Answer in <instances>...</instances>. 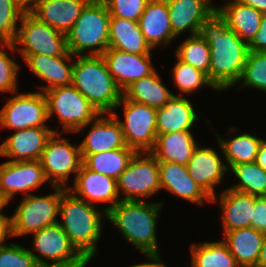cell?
<instances>
[{
  "label": "cell",
  "instance_id": "obj_1",
  "mask_svg": "<svg viewBox=\"0 0 266 267\" xmlns=\"http://www.w3.org/2000/svg\"><path fill=\"white\" fill-rule=\"evenodd\" d=\"M209 45V81L217 91H227L240 79L249 53L248 43L232 31L219 12L212 13L199 33Z\"/></svg>",
  "mask_w": 266,
  "mask_h": 267
},
{
  "label": "cell",
  "instance_id": "obj_2",
  "mask_svg": "<svg viewBox=\"0 0 266 267\" xmlns=\"http://www.w3.org/2000/svg\"><path fill=\"white\" fill-rule=\"evenodd\" d=\"M89 204L66 189L59 203L60 221L70 242L90 262L96 255L103 233V219L106 212Z\"/></svg>",
  "mask_w": 266,
  "mask_h": 267
},
{
  "label": "cell",
  "instance_id": "obj_3",
  "mask_svg": "<svg viewBox=\"0 0 266 267\" xmlns=\"http://www.w3.org/2000/svg\"><path fill=\"white\" fill-rule=\"evenodd\" d=\"M162 206L163 201H119L106 218L139 253L159 254L156 231Z\"/></svg>",
  "mask_w": 266,
  "mask_h": 267
},
{
  "label": "cell",
  "instance_id": "obj_4",
  "mask_svg": "<svg viewBox=\"0 0 266 267\" xmlns=\"http://www.w3.org/2000/svg\"><path fill=\"white\" fill-rule=\"evenodd\" d=\"M72 85L99 113H113L123 92L102 55L74 56Z\"/></svg>",
  "mask_w": 266,
  "mask_h": 267
},
{
  "label": "cell",
  "instance_id": "obj_5",
  "mask_svg": "<svg viewBox=\"0 0 266 267\" xmlns=\"http://www.w3.org/2000/svg\"><path fill=\"white\" fill-rule=\"evenodd\" d=\"M110 17L103 0H90L66 34L68 51L73 56L103 55L109 48Z\"/></svg>",
  "mask_w": 266,
  "mask_h": 267
},
{
  "label": "cell",
  "instance_id": "obj_6",
  "mask_svg": "<svg viewBox=\"0 0 266 267\" xmlns=\"http://www.w3.org/2000/svg\"><path fill=\"white\" fill-rule=\"evenodd\" d=\"M54 193L23 196L11 215V237L33 234L47 226L58 223L59 203L67 189L52 186Z\"/></svg>",
  "mask_w": 266,
  "mask_h": 267
},
{
  "label": "cell",
  "instance_id": "obj_7",
  "mask_svg": "<svg viewBox=\"0 0 266 267\" xmlns=\"http://www.w3.org/2000/svg\"><path fill=\"white\" fill-rule=\"evenodd\" d=\"M44 94L47 99L48 120L57 115L65 134L76 133L100 114L73 85L54 87Z\"/></svg>",
  "mask_w": 266,
  "mask_h": 267
},
{
  "label": "cell",
  "instance_id": "obj_8",
  "mask_svg": "<svg viewBox=\"0 0 266 267\" xmlns=\"http://www.w3.org/2000/svg\"><path fill=\"white\" fill-rule=\"evenodd\" d=\"M33 234L34 252L32 250L30 252L38 265L86 267L90 263L70 242L59 223L47 226Z\"/></svg>",
  "mask_w": 266,
  "mask_h": 267
},
{
  "label": "cell",
  "instance_id": "obj_9",
  "mask_svg": "<svg viewBox=\"0 0 266 267\" xmlns=\"http://www.w3.org/2000/svg\"><path fill=\"white\" fill-rule=\"evenodd\" d=\"M117 191L119 197L124 194L121 201H143L161 191L157 159L150 152H136L117 180Z\"/></svg>",
  "mask_w": 266,
  "mask_h": 267
},
{
  "label": "cell",
  "instance_id": "obj_10",
  "mask_svg": "<svg viewBox=\"0 0 266 267\" xmlns=\"http://www.w3.org/2000/svg\"><path fill=\"white\" fill-rule=\"evenodd\" d=\"M119 106L123 108L124 120L121 121L116 111L112 114L119 120L126 145L136 152H150L157 136V109L126 99L123 95L115 109Z\"/></svg>",
  "mask_w": 266,
  "mask_h": 267
},
{
  "label": "cell",
  "instance_id": "obj_11",
  "mask_svg": "<svg viewBox=\"0 0 266 267\" xmlns=\"http://www.w3.org/2000/svg\"><path fill=\"white\" fill-rule=\"evenodd\" d=\"M20 24L13 44L23 59L34 54L62 56L68 51L66 34L40 22L31 13L23 14Z\"/></svg>",
  "mask_w": 266,
  "mask_h": 267
},
{
  "label": "cell",
  "instance_id": "obj_12",
  "mask_svg": "<svg viewBox=\"0 0 266 267\" xmlns=\"http://www.w3.org/2000/svg\"><path fill=\"white\" fill-rule=\"evenodd\" d=\"M40 163L51 186L68 188V179L73 181L83 163L80 145H72L62 133H54L42 152ZM67 184V185H66Z\"/></svg>",
  "mask_w": 266,
  "mask_h": 267
},
{
  "label": "cell",
  "instance_id": "obj_13",
  "mask_svg": "<svg viewBox=\"0 0 266 267\" xmlns=\"http://www.w3.org/2000/svg\"><path fill=\"white\" fill-rule=\"evenodd\" d=\"M9 98L0 110V128L14 131L49 126L47 99L44 92H25ZM18 94V95H17Z\"/></svg>",
  "mask_w": 266,
  "mask_h": 267
},
{
  "label": "cell",
  "instance_id": "obj_14",
  "mask_svg": "<svg viewBox=\"0 0 266 267\" xmlns=\"http://www.w3.org/2000/svg\"><path fill=\"white\" fill-rule=\"evenodd\" d=\"M48 182L39 160L5 161L0 164V194L10 203L17 194L30 195Z\"/></svg>",
  "mask_w": 266,
  "mask_h": 267
},
{
  "label": "cell",
  "instance_id": "obj_15",
  "mask_svg": "<svg viewBox=\"0 0 266 267\" xmlns=\"http://www.w3.org/2000/svg\"><path fill=\"white\" fill-rule=\"evenodd\" d=\"M89 126H91L89 132L79 144L82 160L90 154L129 148L119 120L112 113H100L94 120L81 127L77 133Z\"/></svg>",
  "mask_w": 266,
  "mask_h": 267
},
{
  "label": "cell",
  "instance_id": "obj_16",
  "mask_svg": "<svg viewBox=\"0 0 266 267\" xmlns=\"http://www.w3.org/2000/svg\"><path fill=\"white\" fill-rule=\"evenodd\" d=\"M73 186L67 189L76 197L85 200L89 204L108 203L107 207H103L106 213L121 201L117 191V180L93 172L87 169L83 164L78 171Z\"/></svg>",
  "mask_w": 266,
  "mask_h": 267
},
{
  "label": "cell",
  "instance_id": "obj_17",
  "mask_svg": "<svg viewBox=\"0 0 266 267\" xmlns=\"http://www.w3.org/2000/svg\"><path fill=\"white\" fill-rule=\"evenodd\" d=\"M54 133L58 130L49 126L30 127L15 131L0 144V156H5L8 161L40 160L43 150Z\"/></svg>",
  "mask_w": 266,
  "mask_h": 267
},
{
  "label": "cell",
  "instance_id": "obj_18",
  "mask_svg": "<svg viewBox=\"0 0 266 267\" xmlns=\"http://www.w3.org/2000/svg\"><path fill=\"white\" fill-rule=\"evenodd\" d=\"M151 55L152 53L133 54L108 48L102 56L110 74L123 92L133 82L151 75L156 70Z\"/></svg>",
  "mask_w": 266,
  "mask_h": 267
},
{
  "label": "cell",
  "instance_id": "obj_19",
  "mask_svg": "<svg viewBox=\"0 0 266 267\" xmlns=\"http://www.w3.org/2000/svg\"><path fill=\"white\" fill-rule=\"evenodd\" d=\"M74 56L67 51L62 56L44 54L27 55L24 62L33 75L47 83L41 87V92L59 86L72 85ZM69 63V64H68Z\"/></svg>",
  "mask_w": 266,
  "mask_h": 267
},
{
  "label": "cell",
  "instance_id": "obj_20",
  "mask_svg": "<svg viewBox=\"0 0 266 267\" xmlns=\"http://www.w3.org/2000/svg\"><path fill=\"white\" fill-rule=\"evenodd\" d=\"M223 162L215 149L198 145L187 164L190 177L210 197L217 195L215 186L220 185L224 181V175L229 172Z\"/></svg>",
  "mask_w": 266,
  "mask_h": 267
},
{
  "label": "cell",
  "instance_id": "obj_21",
  "mask_svg": "<svg viewBox=\"0 0 266 267\" xmlns=\"http://www.w3.org/2000/svg\"><path fill=\"white\" fill-rule=\"evenodd\" d=\"M161 190L179 196L183 200L203 206L211 197L190 177L187 166L174 162H159Z\"/></svg>",
  "mask_w": 266,
  "mask_h": 267
},
{
  "label": "cell",
  "instance_id": "obj_22",
  "mask_svg": "<svg viewBox=\"0 0 266 267\" xmlns=\"http://www.w3.org/2000/svg\"><path fill=\"white\" fill-rule=\"evenodd\" d=\"M219 196L211 197V202H219L223 235L228 231L250 227L255 209V196L230 188H226Z\"/></svg>",
  "mask_w": 266,
  "mask_h": 267
},
{
  "label": "cell",
  "instance_id": "obj_23",
  "mask_svg": "<svg viewBox=\"0 0 266 267\" xmlns=\"http://www.w3.org/2000/svg\"><path fill=\"white\" fill-rule=\"evenodd\" d=\"M138 24L145 40L153 50L160 44L166 48L176 40L170 25L166 0H149Z\"/></svg>",
  "mask_w": 266,
  "mask_h": 267
},
{
  "label": "cell",
  "instance_id": "obj_24",
  "mask_svg": "<svg viewBox=\"0 0 266 267\" xmlns=\"http://www.w3.org/2000/svg\"><path fill=\"white\" fill-rule=\"evenodd\" d=\"M90 0H38L31 13L40 22L67 34Z\"/></svg>",
  "mask_w": 266,
  "mask_h": 267
},
{
  "label": "cell",
  "instance_id": "obj_25",
  "mask_svg": "<svg viewBox=\"0 0 266 267\" xmlns=\"http://www.w3.org/2000/svg\"><path fill=\"white\" fill-rule=\"evenodd\" d=\"M166 2L171 29L176 38L185 31H189V36L199 34L203 22L214 13L202 0H166Z\"/></svg>",
  "mask_w": 266,
  "mask_h": 267
},
{
  "label": "cell",
  "instance_id": "obj_26",
  "mask_svg": "<svg viewBox=\"0 0 266 267\" xmlns=\"http://www.w3.org/2000/svg\"><path fill=\"white\" fill-rule=\"evenodd\" d=\"M197 119L198 115L188 97L175 94L164 107L157 109V134L191 131Z\"/></svg>",
  "mask_w": 266,
  "mask_h": 267
},
{
  "label": "cell",
  "instance_id": "obj_27",
  "mask_svg": "<svg viewBox=\"0 0 266 267\" xmlns=\"http://www.w3.org/2000/svg\"><path fill=\"white\" fill-rule=\"evenodd\" d=\"M197 146L192 131L157 134L150 153L158 162H174L187 166Z\"/></svg>",
  "mask_w": 266,
  "mask_h": 267
},
{
  "label": "cell",
  "instance_id": "obj_28",
  "mask_svg": "<svg viewBox=\"0 0 266 267\" xmlns=\"http://www.w3.org/2000/svg\"><path fill=\"white\" fill-rule=\"evenodd\" d=\"M266 234L244 227L224 234L223 241L240 267H256Z\"/></svg>",
  "mask_w": 266,
  "mask_h": 267
},
{
  "label": "cell",
  "instance_id": "obj_29",
  "mask_svg": "<svg viewBox=\"0 0 266 267\" xmlns=\"http://www.w3.org/2000/svg\"><path fill=\"white\" fill-rule=\"evenodd\" d=\"M224 2L226 3L223 6L221 4L219 14L226 20L229 28L249 44L260 28L263 14L237 0Z\"/></svg>",
  "mask_w": 266,
  "mask_h": 267
},
{
  "label": "cell",
  "instance_id": "obj_30",
  "mask_svg": "<svg viewBox=\"0 0 266 267\" xmlns=\"http://www.w3.org/2000/svg\"><path fill=\"white\" fill-rule=\"evenodd\" d=\"M109 48L133 54H148L152 48L145 40L138 22L110 17Z\"/></svg>",
  "mask_w": 266,
  "mask_h": 267
},
{
  "label": "cell",
  "instance_id": "obj_31",
  "mask_svg": "<svg viewBox=\"0 0 266 267\" xmlns=\"http://www.w3.org/2000/svg\"><path fill=\"white\" fill-rule=\"evenodd\" d=\"M173 95L175 94L162 84V78L157 70L133 82L123 91L126 99L155 109L164 107Z\"/></svg>",
  "mask_w": 266,
  "mask_h": 267
},
{
  "label": "cell",
  "instance_id": "obj_32",
  "mask_svg": "<svg viewBox=\"0 0 266 267\" xmlns=\"http://www.w3.org/2000/svg\"><path fill=\"white\" fill-rule=\"evenodd\" d=\"M214 134L228 170L238 164L255 162L263 138L254 136L252 133H241L225 140L217 132Z\"/></svg>",
  "mask_w": 266,
  "mask_h": 267
},
{
  "label": "cell",
  "instance_id": "obj_33",
  "mask_svg": "<svg viewBox=\"0 0 266 267\" xmlns=\"http://www.w3.org/2000/svg\"><path fill=\"white\" fill-rule=\"evenodd\" d=\"M135 153L136 151L132 148H117L87 155L82 164L93 172L118 180Z\"/></svg>",
  "mask_w": 266,
  "mask_h": 267
},
{
  "label": "cell",
  "instance_id": "obj_34",
  "mask_svg": "<svg viewBox=\"0 0 266 267\" xmlns=\"http://www.w3.org/2000/svg\"><path fill=\"white\" fill-rule=\"evenodd\" d=\"M192 267H240L223 241L190 245Z\"/></svg>",
  "mask_w": 266,
  "mask_h": 267
},
{
  "label": "cell",
  "instance_id": "obj_35",
  "mask_svg": "<svg viewBox=\"0 0 266 267\" xmlns=\"http://www.w3.org/2000/svg\"><path fill=\"white\" fill-rule=\"evenodd\" d=\"M174 53L182 62L204 72L209 80L211 52L209 45L200 34L188 36L177 46Z\"/></svg>",
  "mask_w": 266,
  "mask_h": 267
},
{
  "label": "cell",
  "instance_id": "obj_36",
  "mask_svg": "<svg viewBox=\"0 0 266 267\" xmlns=\"http://www.w3.org/2000/svg\"><path fill=\"white\" fill-rule=\"evenodd\" d=\"M230 171L235 175L238 183L228 188L257 197L266 195V172L255 162L232 166Z\"/></svg>",
  "mask_w": 266,
  "mask_h": 267
},
{
  "label": "cell",
  "instance_id": "obj_37",
  "mask_svg": "<svg viewBox=\"0 0 266 267\" xmlns=\"http://www.w3.org/2000/svg\"><path fill=\"white\" fill-rule=\"evenodd\" d=\"M175 58L177 62L173 69H171V74H173L172 80L182 95L185 94V96H189L188 94L198 91L199 88L203 86H209L210 89L217 90L208 80L204 72L194 68L192 65L182 62L177 57Z\"/></svg>",
  "mask_w": 266,
  "mask_h": 267
},
{
  "label": "cell",
  "instance_id": "obj_38",
  "mask_svg": "<svg viewBox=\"0 0 266 267\" xmlns=\"http://www.w3.org/2000/svg\"><path fill=\"white\" fill-rule=\"evenodd\" d=\"M239 89L252 87L266 93V52L249 51L242 75L238 82ZM241 84V85H240ZM242 86V87H241Z\"/></svg>",
  "mask_w": 266,
  "mask_h": 267
},
{
  "label": "cell",
  "instance_id": "obj_39",
  "mask_svg": "<svg viewBox=\"0 0 266 267\" xmlns=\"http://www.w3.org/2000/svg\"><path fill=\"white\" fill-rule=\"evenodd\" d=\"M17 52L13 42H0V92L15 93L18 92V74L21 68L14 59L10 58L6 50Z\"/></svg>",
  "mask_w": 266,
  "mask_h": 267
},
{
  "label": "cell",
  "instance_id": "obj_40",
  "mask_svg": "<svg viewBox=\"0 0 266 267\" xmlns=\"http://www.w3.org/2000/svg\"><path fill=\"white\" fill-rule=\"evenodd\" d=\"M23 13L12 0H0V41L13 42Z\"/></svg>",
  "mask_w": 266,
  "mask_h": 267
},
{
  "label": "cell",
  "instance_id": "obj_41",
  "mask_svg": "<svg viewBox=\"0 0 266 267\" xmlns=\"http://www.w3.org/2000/svg\"><path fill=\"white\" fill-rule=\"evenodd\" d=\"M30 249L16 243L0 246V267H36Z\"/></svg>",
  "mask_w": 266,
  "mask_h": 267
},
{
  "label": "cell",
  "instance_id": "obj_42",
  "mask_svg": "<svg viewBox=\"0 0 266 267\" xmlns=\"http://www.w3.org/2000/svg\"><path fill=\"white\" fill-rule=\"evenodd\" d=\"M111 17L139 21L149 0H103Z\"/></svg>",
  "mask_w": 266,
  "mask_h": 267
},
{
  "label": "cell",
  "instance_id": "obj_43",
  "mask_svg": "<svg viewBox=\"0 0 266 267\" xmlns=\"http://www.w3.org/2000/svg\"><path fill=\"white\" fill-rule=\"evenodd\" d=\"M250 227L266 234V199L255 196V209Z\"/></svg>",
  "mask_w": 266,
  "mask_h": 267
},
{
  "label": "cell",
  "instance_id": "obj_44",
  "mask_svg": "<svg viewBox=\"0 0 266 267\" xmlns=\"http://www.w3.org/2000/svg\"><path fill=\"white\" fill-rule=\"evenodd\" d=\"M248 46L249 51L266 52V14H263L260 28Z\"/></svg>",
  "mask_w": 266,
  "mask_h": 267
},
{
  "label": "cell",
  "instance_id": "obj_45",
  "mask_svg": "<svg viewBox=\"0 0 266 267\" xmlns=\"http://www.w3.org/2000/svg\"><path fill=\"white\" fill-rule=\"evenodd\" d=\"M11 234V216H7L0 212V246L7 244V237Z\"/></svg>",
  "mask_w": 266,
  "mask_h": 267
},
{
  "label": "cell",
  "instance_id": "obj_46",
  "mask_svg": "<svg viewBox=\"0 0 266 267\" xmlns=\"http://www.w3.org/2000/svg\"><path fill=\"white\" fill-rule=\"evenodd\" d=\"M143 255L149 259V262L138 263L129 267H167L162 260L160 253H143Z\"/></svg>",
  "mask_w": 266,
  "mask_h": 267
},
{
  "label": "cell",
  "instance_id": "obj_47",
  "mask_svg": "<svg viewBox=\"0 0 266 267\" xmlns=\"http://www.w3.org/2000/svg\"><path fill=\"white\" fill-rule=\"evenodd\" d=\"M23 14L32 13L37 5L38 0H12Z\"/></svg>",
  "mask_w": 266,
  "mask_h": 267
},
{
  "label": "cell",
  "instance_id": "obj_48",
  "mask_svg": "<svg viewBox=\"0 0 266 267\" xmlns=\"http://www.w3.org/2000/svg\"><path fill=\"white\" fill-rule=\"evenodd\" d=\"M255 163L266 172V139L260 143Z\"/></svg>",
  "mask_w": 266,
  "mask_h": 267
},
{
  "label": "cell",
  "instance_id": "obj_49",
  "mask_svg": "<svg viewBox=\"0 0 266 267\" xmlns=\"http://www.w3.org/2000/svg\"><path fill=\"white\" fill-rule=\"evenodd\" d=\"M239 3L257 9L262 14H266V0H237Z\"/></svg>",
  "mask_w": 266,
  "mask_h": 267
},
{
  "label": "cell",
  "instance_id": "obj_50",
  "mask_svg": "<svg viewBox=\"0 0 266 267\" xmlns=\"http://www.w3.org/2000/svg\"><path fill=\"white\" fill-rule=\"evenodd\" d=\"M256 267H266V237L261 247L260 256Z\"/></svg>",
  "mask_w": 266,
  "mask_h": 267
},
{
  "label": "cell",
  "instance_id": "obj_51",
  "mask_svg": "<svg viewBox=\"0 0 266 267\" xmlns=\"http://www.w3.org/2000/svg\"><path fill=\"white\" fill-rule=\"evenodd\" d=\"M204 3H206L214 12H218L220 9V6L213 5L211 0H202Z\"/></svg>",
  "mask_w": 266,
  "mask_h": 267
},
{
  "label": "cell",
  "instance_id": "obj_52",
  "mask_svg": "<svg viewBox=\"0 0 266 267\" xmlns=\"http://www.w3.org/2000/svg\"><path fill=\"white\" fill-rule=\"evenodd\" d=\"M8 202L4 199V197L0 194V212L4 209V207L8 206Z\"/></svg>",
  "mask_w": 266,
  "mask_h": 267
},
{
  "label": "cell",
  "instance_id": "obj_53",
  "mask_svg": "<svg viewBox=\"0 0 266 267\" xmlns=\"http://www.w3.org/2000/svg\"><path fill=\"white\" fill-rule=\"evenodd\" d=\"M36 267H59V266H52V265H37Z\"/></svg>",
  "mask_w": 266,
  "mask_h": 267
}]
</instances>
